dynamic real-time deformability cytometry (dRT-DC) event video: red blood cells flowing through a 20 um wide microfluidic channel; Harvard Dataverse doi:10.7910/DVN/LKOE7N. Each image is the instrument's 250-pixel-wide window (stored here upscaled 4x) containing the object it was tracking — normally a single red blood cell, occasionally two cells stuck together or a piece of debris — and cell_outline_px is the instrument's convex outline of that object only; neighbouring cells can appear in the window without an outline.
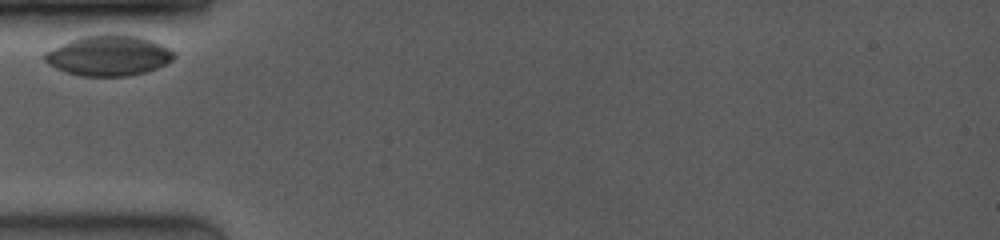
{"species": "common noctule bat (a hibernating species)", "species_latin": "Nyctalus noctula", "temperature_condition": "room temperature", "stored_images_in_passage": 22, "camera_frame_rate_fps": 4000, "um_per_image_px": 0.085, "animal": {"sex": "female", "body_mass_g": 19.0, "forearm_length_mm": 53.3}, "frame": {"image": 1, "passage_image": 1, "time_ms": 0.0, "image_size_px": [1000, 240], "cell_outline_px": [[176, 56], [172, 60], [156, 68], [144, 72], [124, 76], [80, 76], [56, 68], [48, 64], [44, 60], [44, 52], [80, 36], [108, 32], [112, 32], [140, 36], [152, 40], [176, 52]], "centroid_in_image_um": [9.24, 4.69], "position_along_channel_um": 75.8, "area_um2": 30.69}}
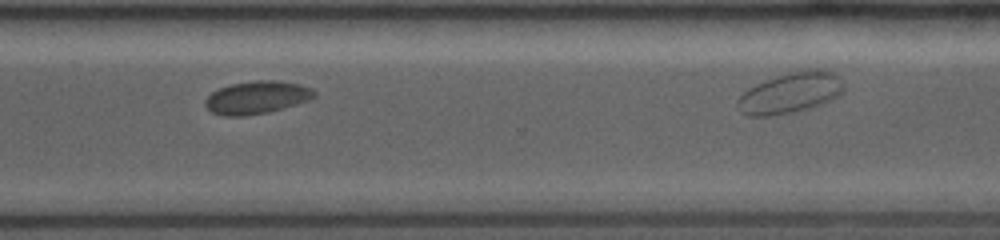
{"frame": {"image": 2, "passage_image": 17, "time_ms": 6.5, "image_size_px": [1000, 240], "cell_outline_px": [[316, 96], [308, 100], [284, 108], [268, 112], [244, 116], [224, 116], [212, 112], [204, 104], [204, 100], [212, 92], [220, 88], [232, 84], [256, 80], [272, 80], [300, 84], [312, 88], [316, 92]], "centroid_in_image_um": [21.83, 8.29], "position_along_channel_um": 348.8, "area_um2": 20.75}}
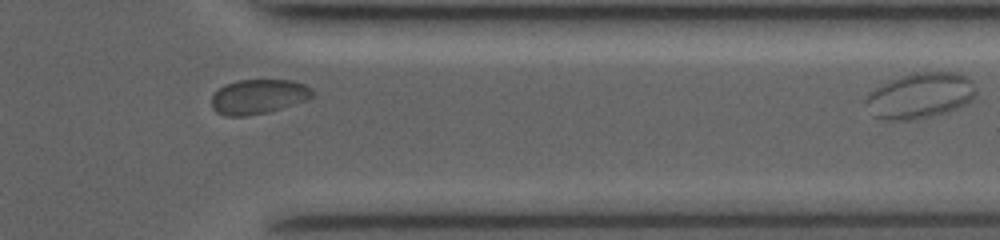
{"frame": {"image": 3, "passage_image": 19, "time_ms": 7.5, "image_size_px": [1000, 240], "cell_outline_px": [[312, 96], [304, 100], [268, 112], [244, 116], [224, 116], [216, 112], [212, 108], [212, 96], [224, 84], [240, 80], [292, 80], [304, 84], [312, 88]], "centroid_in_image_um": [21.92, 8.21], "position_along_channel_um": 389.5, "area_um2": 20.11}}